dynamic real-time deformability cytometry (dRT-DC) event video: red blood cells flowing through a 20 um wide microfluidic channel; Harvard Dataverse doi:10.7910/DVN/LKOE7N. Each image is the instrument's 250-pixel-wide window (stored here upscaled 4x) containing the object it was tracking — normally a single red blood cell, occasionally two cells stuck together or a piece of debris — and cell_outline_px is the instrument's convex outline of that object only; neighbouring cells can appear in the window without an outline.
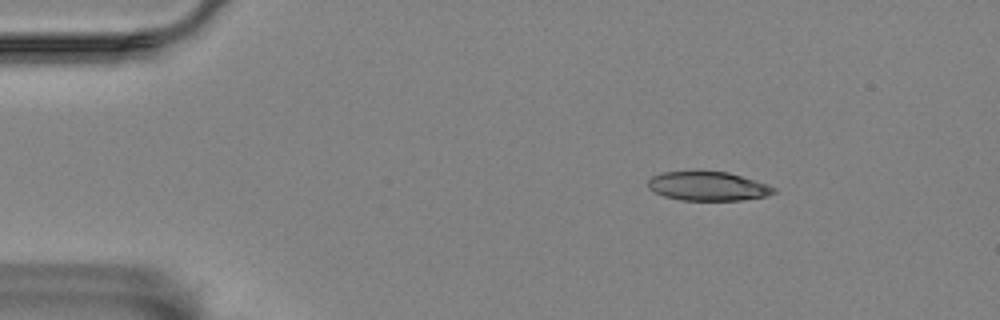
{"species": "Egyptian fruit bat (a non-hibernating species)", "species_latin": "Rousettus aegyptiacus", "temperature_condition": "room temperature", "stored_images_in_passage": 50, "camera_frame_rate_fps": 3000, "um_per_image_px": 0.085, "animal": {"sex": "female"}, "frame": {"image": 1, "passage_image": 1, "time_ms": 0.0, "image_size_px": [1000, 320], "cell_outline_px": [[776, 192], [768, 196], [740, 200], [680, 200], [664, 196], [648, 188], [648, 180], [652, 176], [660, 172], [728, 172], [756, 180], [768, 184], [776, 188]], "centroid_in_image_um": [60.2, 15.83], "position_along_channel_um": 24.8, "area_um2": 21.21}}
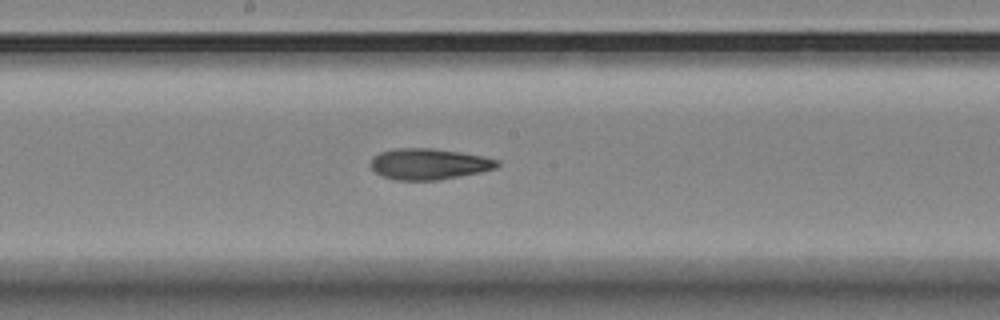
{"frame": {"image": 2, "passage_image": 23, "time_ms": 7.333, "image_size_px": [1000, 320], "cell_outline_px": [[500, 164], [496, 168], [480, 172], [440, 180], [396, 180], [380, 176], [368, 164], [372, 156], [380, 152], [396, 148], [432, 148], [460, 152], [484, 156], [500, 160]], "centroid_in_image_um": [36.44, 13.94], "position_along_channel_um": 211.8, "area_um2": 23.18}}
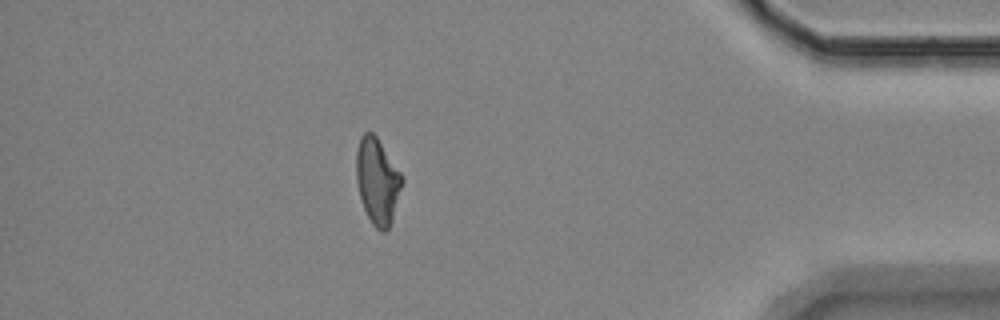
{"frame": {"image": 3, "passage_image": 43, "time_ms": 14.0, "image_size_px": [1000, 320], "cell_outline_px": [[404, 180], [392, 220], [388, 228], [384, 232], [380, 232], [372, 224], [360, 200], [356, 180], [356, 152], [360, 136], [364, 132], [372, 132], [376, 136], [404, 176]], "centroid_in_image_um": [32.08, 15.38], "position_along_channel_um": 403.1, "area_um2": 23.12}, "authors_computed_cell_mechanics": {"area_um2": 23.0333, "velocity_mm_per_s": 3.4743, "shape_relaxation_time_tau1_ms": 10.2213, "shape_relaxation_time_tau2_ms": 4.7812, "deformation_change_tau1": 0.237, "deformation_change_tau2": 0.1326}}